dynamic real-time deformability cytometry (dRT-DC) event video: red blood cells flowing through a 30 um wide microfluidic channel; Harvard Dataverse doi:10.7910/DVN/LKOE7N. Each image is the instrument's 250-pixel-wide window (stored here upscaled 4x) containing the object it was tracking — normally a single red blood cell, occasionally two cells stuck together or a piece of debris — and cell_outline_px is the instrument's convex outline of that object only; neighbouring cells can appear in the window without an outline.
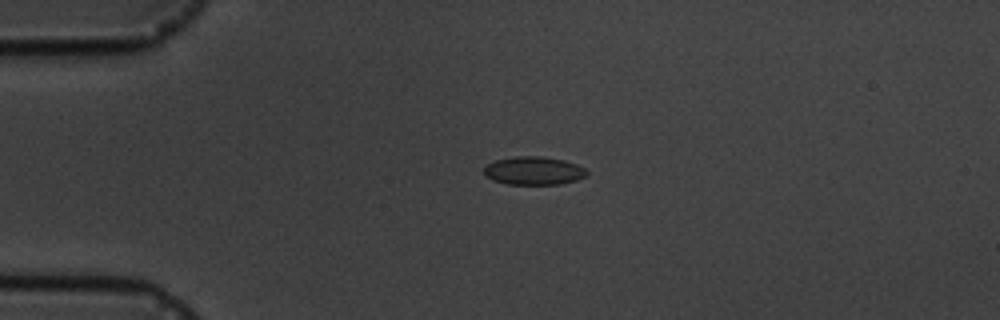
{"species": "common noctule bat (a hibernating species)", "species_latin": "Nyctalus noctula", "temperature_condition": "cold", "stored_images_in_passage": 2, "camera_frame_rate_fps": 3000, "um_per_image_px": 0.085, "animal": {"sex": "male", "body_mass_g": 19.5, "forearm_length_mm": 54.6}, "frame": {"image": 1, "passage_image": 1, "time_ms": 0.0, "image_size_px": [1000, 320], "cell_outline_px": [[588, 172], [584, 176], [576, 180], [560, 184], [508, 184], [492, 180], [484, 176], [484, 168], [488, 164], [496, 160], [512, 156], [540, 156], [564, 160], [576, 164], [584, 168]], "centroid_in_image_um": [45.33, 14.51], "position_along_channel_um": 39.7, "area_um2": 16.88}}